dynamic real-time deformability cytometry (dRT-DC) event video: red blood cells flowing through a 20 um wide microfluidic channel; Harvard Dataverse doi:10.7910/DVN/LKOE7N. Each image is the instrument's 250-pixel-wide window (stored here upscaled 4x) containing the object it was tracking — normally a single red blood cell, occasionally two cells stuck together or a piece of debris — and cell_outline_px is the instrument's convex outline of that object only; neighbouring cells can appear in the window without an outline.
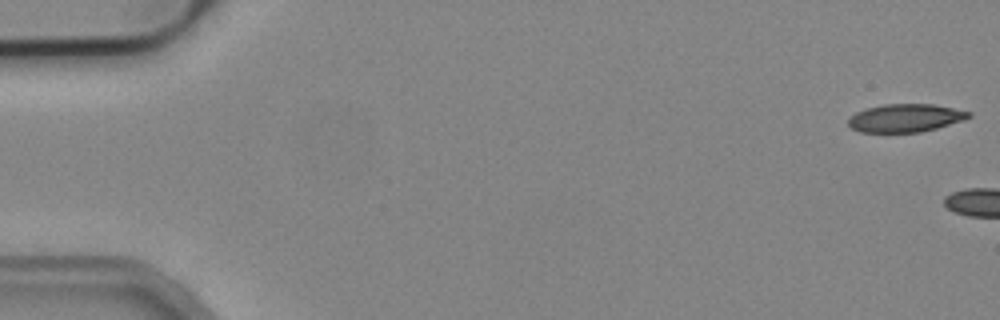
{"species": "common noctule bat (a hibernating species)", "species_latin": "Nyctalus noctula", "temperature_condition": "cold", "stored_images_in_passage": 4, "camera_frame_rate_fps": 3000, "um_per_image_px": 0.085, "animal": {"sex": "male", "body_mass_g": 19.2, "forearm_length_mm": 51.8}, "frame": {"image": 1, "passage_image": 1, "time_ms": 0.0, "image_size_px": [1000, 320], "cell_outline_px": [[972, 116], [964, 120], [936, 128], [920, 132], [860, 132], [852, 128], [848, 124], [848, 120], [856, 112], [864, 108], [884, 104], [932, 104], [972, 112]], "centroid_in_image_um": [76.96, 10.02], "position_along_channel_um": 8.0, "area_um2": 19.65}}